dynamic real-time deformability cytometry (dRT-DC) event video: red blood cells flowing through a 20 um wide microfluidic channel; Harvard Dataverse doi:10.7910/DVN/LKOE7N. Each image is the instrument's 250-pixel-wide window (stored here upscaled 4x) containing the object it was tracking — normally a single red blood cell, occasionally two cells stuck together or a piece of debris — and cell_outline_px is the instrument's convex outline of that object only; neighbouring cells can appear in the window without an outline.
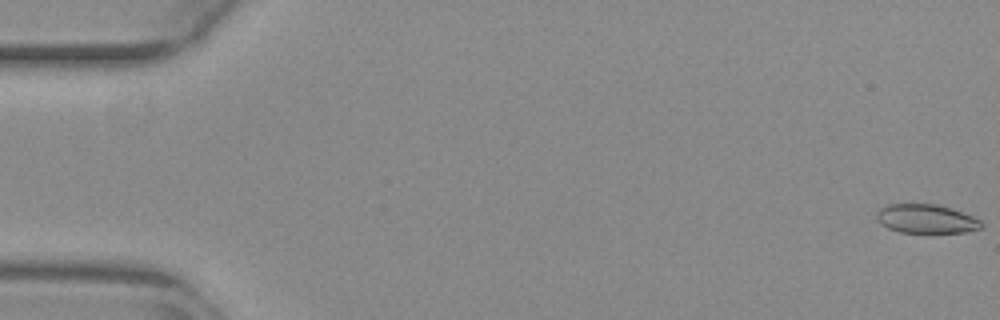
{"species": "common noctule bat (a hibernating species)", "species_latin": "Nyctalus noctula", "temperature_condition": "warm", "stored_images_in_passage": 54, "camera_frame_rate_fps": 3000, "um_per_image_px": 0.085, "animal": {"sex": "female", "body_mass_g": 29.2, "forearm_length_mm": 56.3}, "frame": {"image": 1, "passage_image": 1, "time_ms": 0.0, "image_size_px": [1000, 320], "cell_outline_px": [[984, 228], [964, 232], [900, 232], [888, 228], [880, 224], [876, 220], [876, 212], [880, 208], [888, 204], [936, 204], [972, 216], [980, 220], [984, 224]], "centroid_in_image_um": [78.7, 18.6], "position_along_channel_um": 6.3, "area_um2": 17.57}}
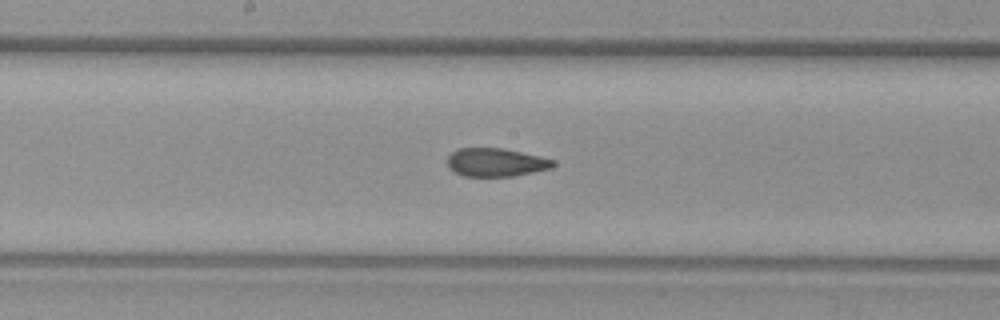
{"frame": {"image": 2, "passage_image": 29, "time_ms": 9.333, "image_size_px": [1000, 320], "cell_outline_px": [[556, 164], [552, 168], [516, 176], [464, 176], [448, 168], [448, 156], [456, 148], [504, 148], [540, 156], [556, 160]], "centroid_in_image_um": [42.18, 13.79], "position_along_channel_um": 206.0, "area_um2": 17.63}}
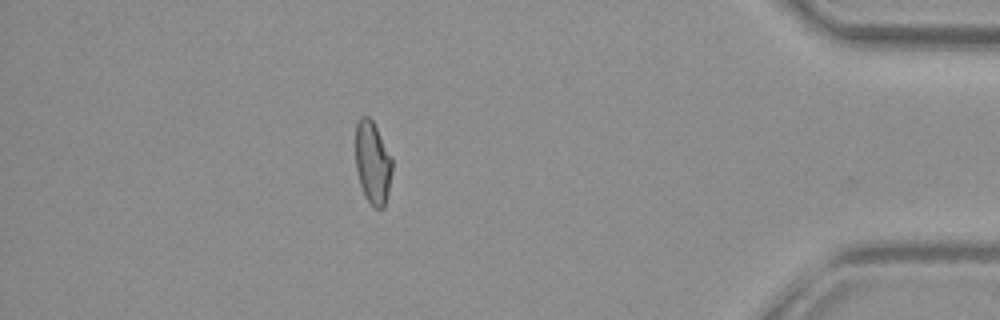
{"frame": {"image": 3, "passage_image": 48, "time_ms": 15.667, "image_size_px": [1000, 320], "cell_outline_px": [[392, 172], [388, 192], [384, 208], [372, 208], [364, 196], [356, 172], [356, 124], [360, 116], [368, 116], [372, 120], [392, 156]], "centroid_in_image_um": [31.67, 13.85], "position_along_channel_um": 403.5, "area_um2": 17.86}, "authors_computed_cell_mechanics": {"area_um2": 18.5538, "velocity_mm_per_s": 3.8703, "shape_relaxation_time_tau1_ms": null, "shape_relaxation_time_tau2_ms": 2.3387, "deformation_change_tau1": null, "deformation_change_tau2": 0.0794}}